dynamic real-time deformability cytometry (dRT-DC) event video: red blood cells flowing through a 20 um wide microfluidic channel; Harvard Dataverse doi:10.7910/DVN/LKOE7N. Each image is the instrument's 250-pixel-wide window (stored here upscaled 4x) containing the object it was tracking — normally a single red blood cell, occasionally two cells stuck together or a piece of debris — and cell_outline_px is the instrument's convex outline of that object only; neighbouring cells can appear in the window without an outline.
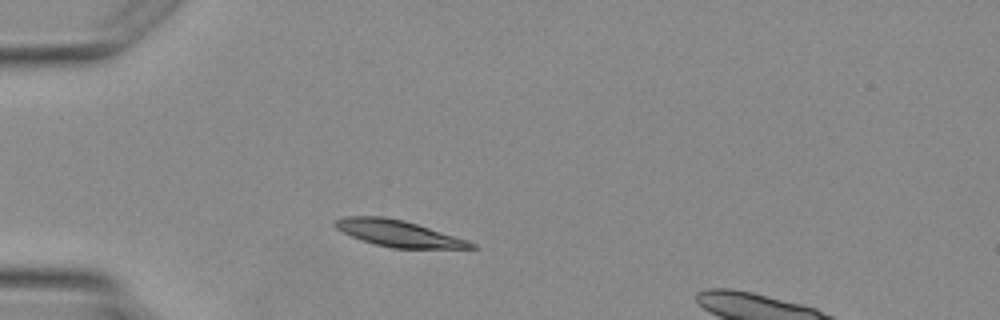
{"species": "Egyptian fruit bat (a non-hibernating species)", "species_latin": "Rousettus aegyptiacus", "temperature_condition": "warm", "stored_images_in_passage": 1, "camera_frame_rate_fps": 3000, "um_per_image_px": 0.085, "animal": {"sex": "female"}, "frame": {"image": 1, "passage_image": 1, "time_ms": 0.0, "image_size_px": [1000, 320], "cell_outline_px": [[476, 248], [392, 248], [376, 244], [352, 236], [336, 228], [332, 224], [336, 220], [344, 216], [384, 216], [404, 220], [468, 240], [476, 244]], "centroid_in_image_um": [33.86, 19.83], "position_along_channel_um": 51.1, "area_um2": 20.63}}